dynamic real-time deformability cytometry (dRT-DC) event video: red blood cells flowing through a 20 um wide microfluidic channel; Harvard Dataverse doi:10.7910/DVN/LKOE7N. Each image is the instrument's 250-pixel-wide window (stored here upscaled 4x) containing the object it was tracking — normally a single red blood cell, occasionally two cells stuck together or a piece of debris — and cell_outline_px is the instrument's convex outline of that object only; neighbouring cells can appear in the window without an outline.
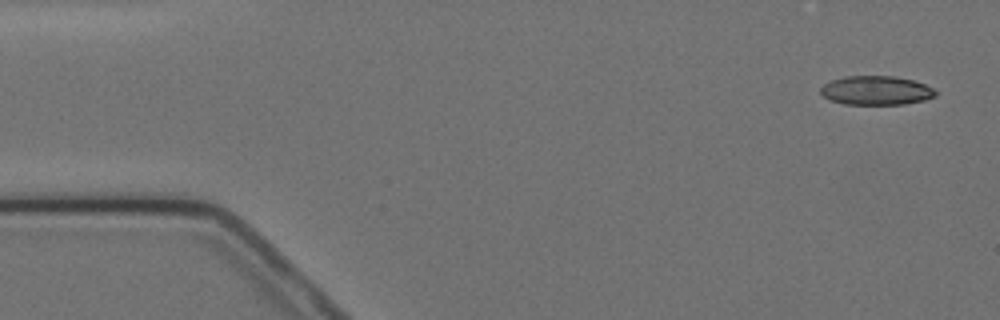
{"species": "Egyptian fruit bat (a non-hibernating species)", "species_latin": "Rousettus aegyptiacus", "temperature_condition": "cold", "stored_images_in_passage": 4, "camera_frame_rate_fps": 3000, "um_per_image_px": 0.085, "animal": {"sex": "female"}, "frame": {"image": 1, "passage_image": 1, "time_ms": 0.0, "image_size_px": [1000, 320], "cell_outline_px": [[936, 96], [924, 100], [904, 104], [844, 104], [828, 100], [820, 92], [820, 88], [824, 84], [832, 80], [844, 76], [892, 76], [912, 80], [924, 84], [932, 88], [936, 92]], "centroid_in_image_um": [74.44, 7.69], "position_along_channel_um": 10.6, "area_um2": 19.36}}
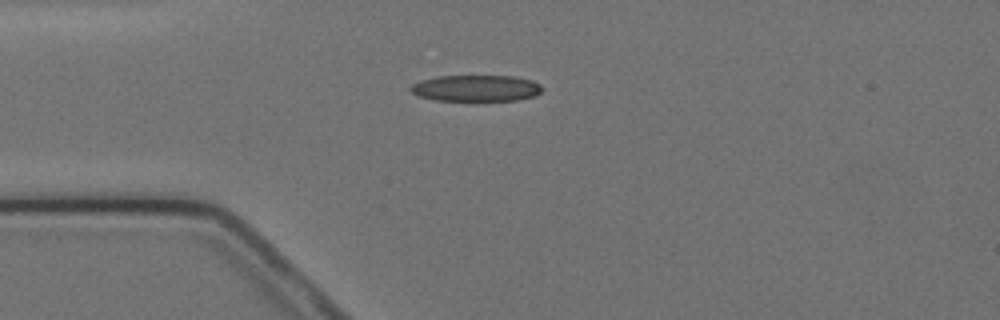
{"frame": {"image": 2, "passage_image": 4, "time_ms": 3.667, "image_size_px": [1000, 320], "cell_outline_px": [[544, 88], [536, 96], [516, 100], [432, 100], [416, 96], [408, 88], [412, 84], [420, 80], [436, 76], [512, 76], [532, 80], [540, 84]], "centroid_in_image_um": [40.44, 7.49], "position_along_channel_um": 44.6, "area_um2": 20.35}}